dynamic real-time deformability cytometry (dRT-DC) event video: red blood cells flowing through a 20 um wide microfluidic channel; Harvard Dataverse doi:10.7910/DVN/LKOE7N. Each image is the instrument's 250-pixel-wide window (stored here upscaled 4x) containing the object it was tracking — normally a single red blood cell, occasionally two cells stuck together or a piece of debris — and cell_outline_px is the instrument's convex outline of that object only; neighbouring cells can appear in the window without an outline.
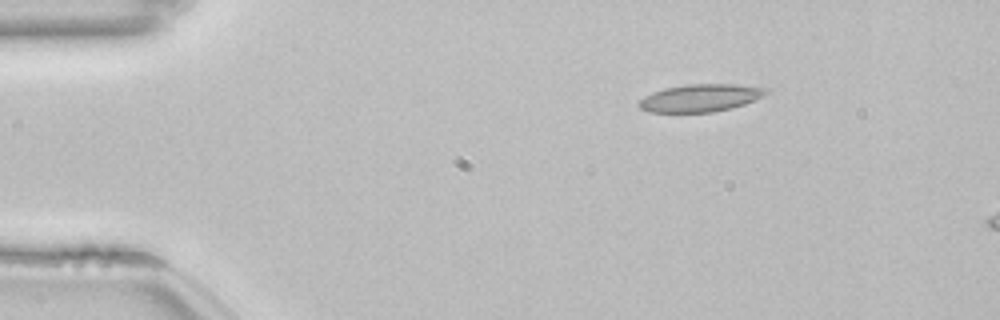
{"species": "common noctule bat (a hibernating species)", "species_latin": "Nyctalus noctula", "temperature_condition": "room temperature", "stored_images_in_passage": 7, "camera_frame_rate_fps": 3000, "um_per_image_px": 0.085, "animal": {"sex": "female", "body_mass_g": 22.7, "forearm_length_mm": 54.2}, "frame": {"image": 1, "passage_image": 1, "time_ms": 0.0, "image_size_px": [1000, 320], "cell_outline_px": [[768, 92], [744, 104], [732, 108], [712, 112], [648, 112], [640, 108], [636, 104], [644, 96], [652, 92], [664, 88], [688, 84], [736, 84], [768, 88]], "centroid_in_image_um": [59.48, 8.32], "position_along_channel_um": 25.5, "area_um2": 20.35}}